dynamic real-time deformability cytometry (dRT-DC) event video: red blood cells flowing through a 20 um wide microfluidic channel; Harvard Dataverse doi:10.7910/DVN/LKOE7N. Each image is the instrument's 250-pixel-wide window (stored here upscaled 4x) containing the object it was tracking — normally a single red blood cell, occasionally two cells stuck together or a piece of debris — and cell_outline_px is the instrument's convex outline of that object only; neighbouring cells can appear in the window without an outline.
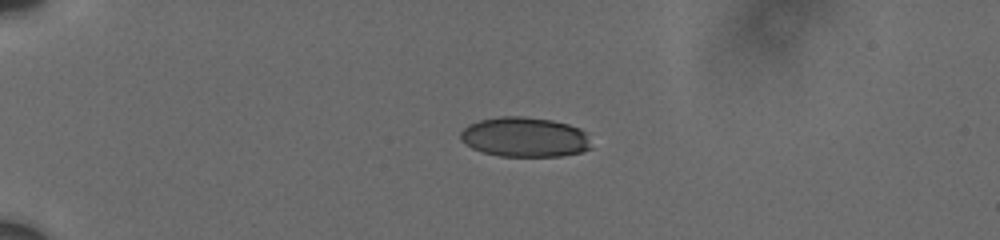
{"species": "human", "species_latin": "Homo sapiens", "temperature_condition": "cold", "stored_images_in_passage": 7, "camera_frame_rate_fps": 3000, "um_per_image_px": 0.085, "donor": {"sex": "male"}, "frame": {"image": 1, "passage_image": 1, "time_ms": 0.0, "image_size_px": [1000, 240], "cell_outline_px": [[592, 148], [580, 152], [560, 156], [500, 156], [484, 152], [472, 148], [460, 140], [460, 132], [468, 124], [480, 120], [500, 116], [524, 116], [552, 120], [568, 124], [580, 128], [584, 132]], "centroid_in_image_um": [44.57, 11.64], "position_along_channel_um": 40.4, "area_um2": 30.29}}
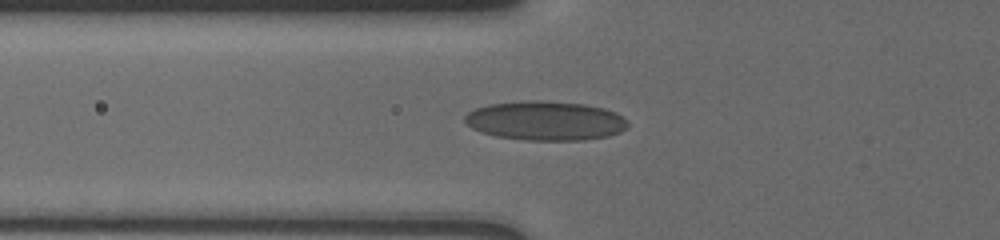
{"frame": {"image": 2, "passage_image": 4, "time_ms": 2.667, "image_size_px": [1000, 240], "cell_outline_px": [[628, 128], [620, 132], [608, 136], [584, 140], [524, 140], [496, 136], [480, 132], [472, 128], [464, 120], [464, 116], [468, 112], [476, 108], [488, 104], [528, 100], [540, 100], [584, 104], [604, 108], [616, 112], [628, 120]], "centroid_in_image_um": [46.38, 10.26], "position_along_channel_um": 79.4, "area_um2": 37.51}}
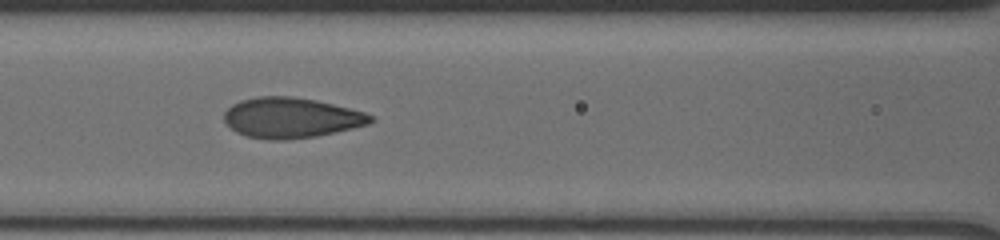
{"frame": {"image": 3, "passage_image": 6, "time_ms": 4.333, "image_size_px": [1000, 240], "cell_outline_px": [[376, 120], [368, 124], [352, 128], [316, 136], [284, 140], [272, 140], [248, 136], [236, 132], [224, 120], [224, 112], [232, 104], [240, 100], [256, 96], [292, 96], [316, 100], [364, 112], [372, 116]], "centroid_in_image_um": [24.73, 10.0], "position_along_channel_um": 141.9, "area_um2": 34.28}}